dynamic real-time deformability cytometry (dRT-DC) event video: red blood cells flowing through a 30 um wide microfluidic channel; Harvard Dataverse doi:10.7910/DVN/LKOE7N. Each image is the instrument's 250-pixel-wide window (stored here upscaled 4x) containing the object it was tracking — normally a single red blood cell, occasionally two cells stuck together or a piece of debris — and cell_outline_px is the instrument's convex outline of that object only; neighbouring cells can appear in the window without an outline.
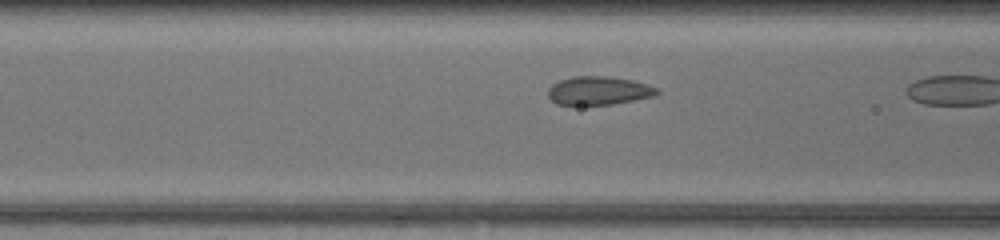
{"species": "common noctule bat (a hibernating species)", "species_latin": "Nyctalus noctula", "temperature_condition": "warm", "stored_images_in_passage": 7, "camera_frame_rate_fps": 3000, "um_per_image_px": 0.085, "animal": {"sex": "female", "body_mass_g": 17.0, "forearm_length_mm": 48.0}, "frame": {"image": 1, "passage_image": 6, "time_ms": 1.667, "image_size_px": [1000, 240], "cell_outline_px": [[660, 92], [652, 96], [612, 104], [556, 104], [548, 96], [548, 88], [552, 84], [560, 80], [572, 76], [604, 76], [632, 80], [656, 88]], "centroid_in_image_um": [50.83, 7.69], "position_along_channel_um": 115.8, "area_um2": 17.69}}